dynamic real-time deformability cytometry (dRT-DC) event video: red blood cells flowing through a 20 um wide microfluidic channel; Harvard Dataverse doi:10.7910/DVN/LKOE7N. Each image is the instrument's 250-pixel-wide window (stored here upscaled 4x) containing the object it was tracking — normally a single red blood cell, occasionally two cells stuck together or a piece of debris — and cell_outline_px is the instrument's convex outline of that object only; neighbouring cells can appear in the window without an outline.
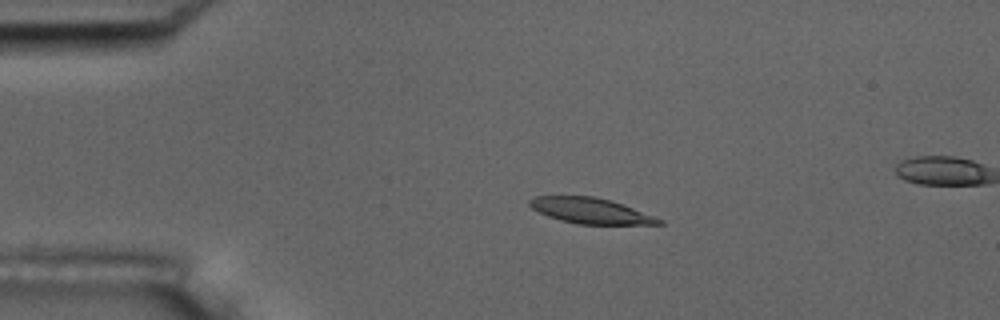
{"species": "common noctule bat (a hibernating species)", "species_latin": "Nyctalus noctula", "temperature_condition": "room temperature", "stored_images_in_passage": 5, "segment_of_instrument_passage": [1, 2], "camera_frame_rate_fps": 3000, "um_per_image_px": 0.085, "animal": {"sex": "male", "body_mass_g": 17.5, "forearm_length_mm": 52.3}, "frame": {"image": 1, "passage_image": 3, "time_ms": 2.333, "image_size_px": [1000, 320], "cell_outline_px": [[664, 224], [576, 224], [560, 220], [548, 216], [532, 208], [528, 204], [528, 200], [532, 196], [592, 196], [608, 200], [632, 208], [664, 220]], "centroid_in_image_um": [50.15, 17.91], "position_along_channel_um": 34.9, "area_um2": 19.02}}